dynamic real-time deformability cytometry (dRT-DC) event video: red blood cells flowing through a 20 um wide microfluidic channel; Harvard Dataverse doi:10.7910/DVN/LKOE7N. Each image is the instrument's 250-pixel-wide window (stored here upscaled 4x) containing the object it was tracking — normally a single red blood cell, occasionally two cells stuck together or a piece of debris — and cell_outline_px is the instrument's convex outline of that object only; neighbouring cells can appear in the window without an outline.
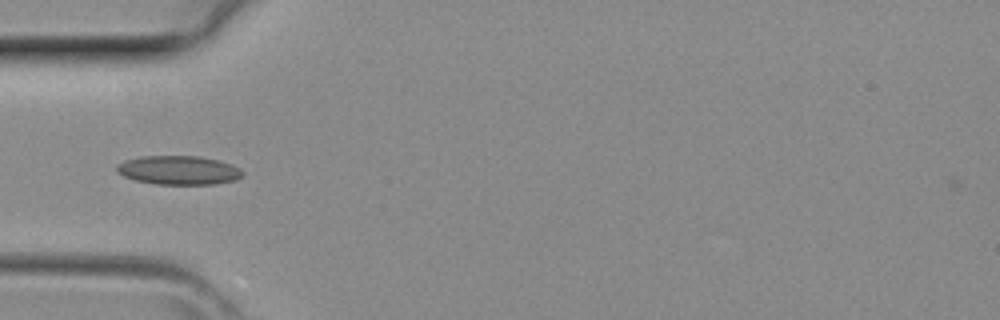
{"species": "common noctule bat (a hibernating species)", "species_latin": "Nyctalus noctula", "temperature_condition": "room temperature", "stored_images_in_passage": 4, "camera_frame_rate_fps": 3000, "um_per_image_px": 0.085, "animal": {"sex": "female", "body_mass_g": 29.2, "forearm_length_mm": 56.3}, "frame": {"image": 1, "passage_image": 4, "time_ms": 1.0, "image_size_px": [1000, 320], "cell_outline_px": [[244, 176], [236, 180], [216, 184], [156, 184], [136, 180], [124, 176], [116, 172], [116, 164], [124, 160], [140, 156], [200, 156], [220, 160], [232, 164], [240, 168], [244, 172]], "centroid_in_image_um": [15.21, 14.46], "position_along_channel_um": 69.8, "area_um2": 21.5}}